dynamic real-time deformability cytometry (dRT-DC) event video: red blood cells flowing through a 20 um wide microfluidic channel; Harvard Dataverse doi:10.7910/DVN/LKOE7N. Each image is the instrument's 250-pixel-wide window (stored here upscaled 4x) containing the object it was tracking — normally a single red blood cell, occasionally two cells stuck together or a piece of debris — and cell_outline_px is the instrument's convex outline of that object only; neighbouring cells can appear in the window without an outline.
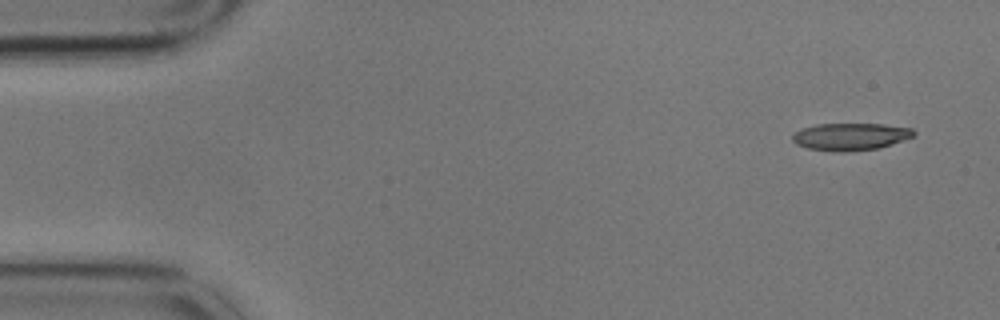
{"species": "common noctule bat (a hibernating species)", "species_latin": "Nyctalus noctula", "temperature_condition": "cold", "stored_images_in_passage": 2, "camera_frame_rate_fps": 3000, "um_per_image_px": 0.085, "animal": {"sex": "male", "body_mass_g": 17.9}, "frame": {"image": 1, "passage_image": 1, "time_ms": 0.0, "image_size_px": [1000, 320], "cell_outline_px": [[916, 132], [912, 136], [904, 140], [880, 148], [844, 152], [840, 152], [808, 148], [796, 144], [792, 140], [792, 136], [796, 132], [804, 128], [816, 124], [884, 124], [912, 128]], "centroid_in_image_um": [72.31, 11.61], "position_along_channel_um": 12.7, "area_um2": 19.19}}